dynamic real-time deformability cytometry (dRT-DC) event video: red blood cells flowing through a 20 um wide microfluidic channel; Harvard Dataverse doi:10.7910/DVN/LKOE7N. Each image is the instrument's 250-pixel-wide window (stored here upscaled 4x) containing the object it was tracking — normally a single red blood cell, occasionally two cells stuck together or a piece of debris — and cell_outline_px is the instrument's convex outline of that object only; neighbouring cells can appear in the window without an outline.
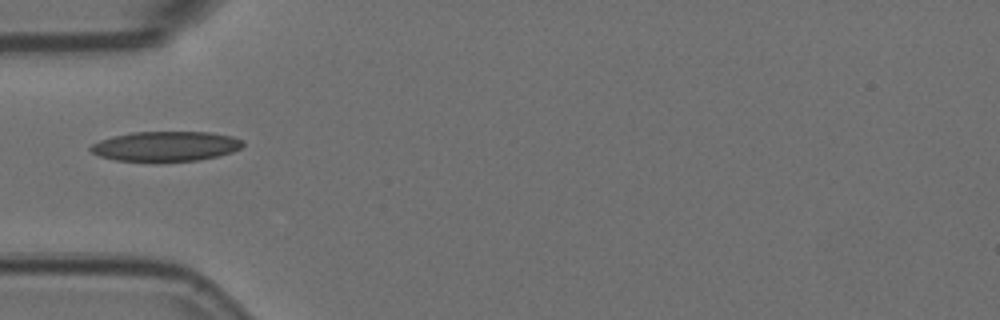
{"species": "Egyptian fruit bat (a non-hibernating species)", "species_latin": "Rousettus aegyptiacus", "temperature_condition": "room temperature", "stored_images_in_passage": 1, "camera_frame_rate_fps": 3000, "um_per_image_px": 0.085, "animal": {"sex": "female"}, "frame": {"image": 1, "passage_image": 1, "time_ms": 0.0, "image_size_px": [1000, 320], "cell_outline_px": [[244, 144], [240, 148], [232, 152], [220, 156], [200, 160], [160, 164], [156, 164], [116, 160], [100, 156], [92, 152], [88, 148], [92, 144], [100, 140], [112, 136], [132, 132], [208, 132], [232, 136], [244, 140]], "centroid_in_image_um": [14.09, 12.47], "position_along_channel_um": 70.9, "area_um2": 27.51}}